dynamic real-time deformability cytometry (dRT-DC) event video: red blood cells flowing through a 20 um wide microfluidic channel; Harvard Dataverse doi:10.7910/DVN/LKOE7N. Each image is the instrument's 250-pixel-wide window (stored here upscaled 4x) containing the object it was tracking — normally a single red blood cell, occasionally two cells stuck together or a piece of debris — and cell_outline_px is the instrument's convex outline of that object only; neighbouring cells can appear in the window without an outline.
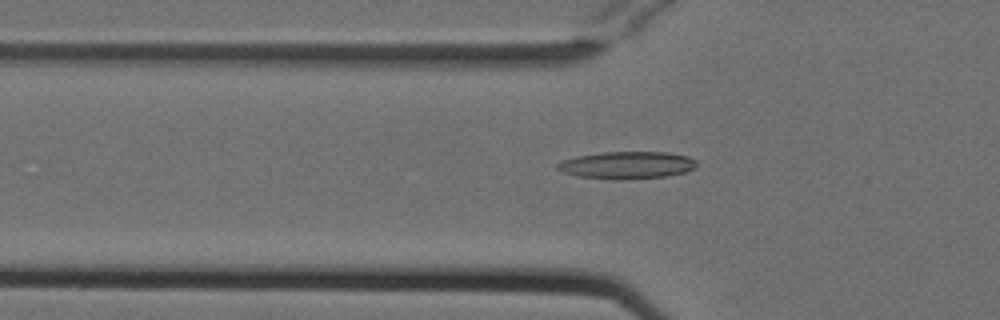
{"species": "Egyptian fruit bat (a non-hibernating species)", "species_latin": "Rousettus aegyptiacus", "temperature_condition": "cold", "stored_images_in_passage": 47, "camera_frame_rate_fps": 3000, "um_per_image_px": 0.085, "animal": {"sex": "female"}, "frame": {"image": 1, "passage_image": 18, "time_ms": 5.667, "image_size_px": [1000, 320], "cell_outline_px": [[696, 164], [692, 168], [684, 172], [668, 176], [616, 180], [612, 180], [576, 176], [564, 172], [556, 168], [556, 164], [560, 160], [576, 156], [600, 152], [668, 152], [688, 156], [696, 160]], "centroid_in_image_um": [53.23, 14.03], "position_along_channel_um": 72.6, "area_um2": 22.31}}
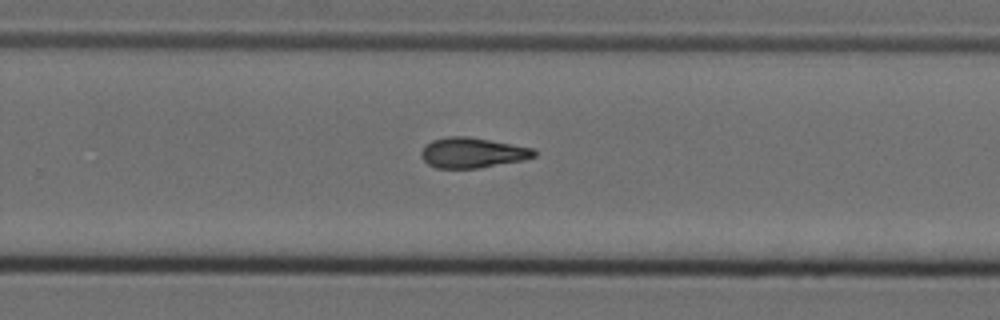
{"frame": {"image": 2, "passage_image": 35, "time_ms": 11.333, "image_size_px": [1000, 320], "cell_outline_px": [[536, 156], [524, 160], [480, 168], [436, 168], [428, 164], [420, 156], [420, 152], [432, 140], [448, 136], [468, 136], [536, 148]], "centroid_in_image_um": [40.19, 12.98], "position_along_channel_um": 289.6, "area_um2": 20.06}}
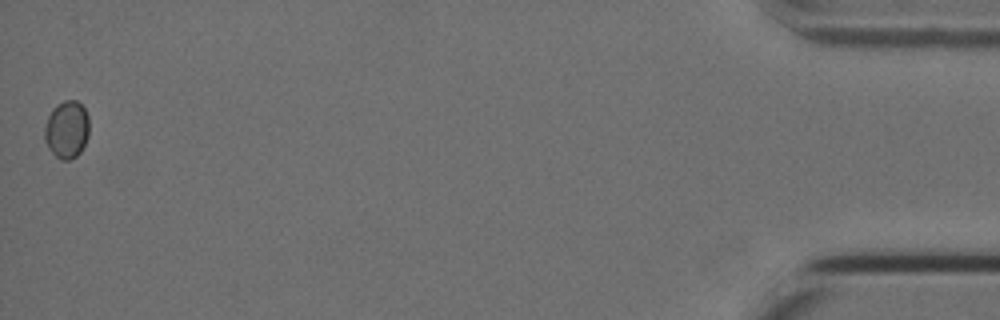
{"frame": {"image": 3, "passage_image": 47, "time_ms": 15.333, "image_size_px": [1000, 320], "cell_outline_px": [[88, 136], [80, 152], [76, 156], [68, 160], [60, 160], [52, 152], [44, 140], [44, 128], [48, 116], [52, 108], [56, 104], [64, 100], [76, 100], [84, 108], [88, 116]], "centroid_in_image_um": [5.66, 11.0], "position_along_channel_um": 429.5, "area_um2": 14.97}, "authors_computed_cell_mechanics": {"area_um2": 20.23, "velocity_mm_per_s": 3.8271, "shape_relaxation_time_tau1_ms": null, "shape_relaxation_time_tau2_ms": 3.0282, "deformation_change_tau1": null, "deformation_change_tau2": 0.1138}}